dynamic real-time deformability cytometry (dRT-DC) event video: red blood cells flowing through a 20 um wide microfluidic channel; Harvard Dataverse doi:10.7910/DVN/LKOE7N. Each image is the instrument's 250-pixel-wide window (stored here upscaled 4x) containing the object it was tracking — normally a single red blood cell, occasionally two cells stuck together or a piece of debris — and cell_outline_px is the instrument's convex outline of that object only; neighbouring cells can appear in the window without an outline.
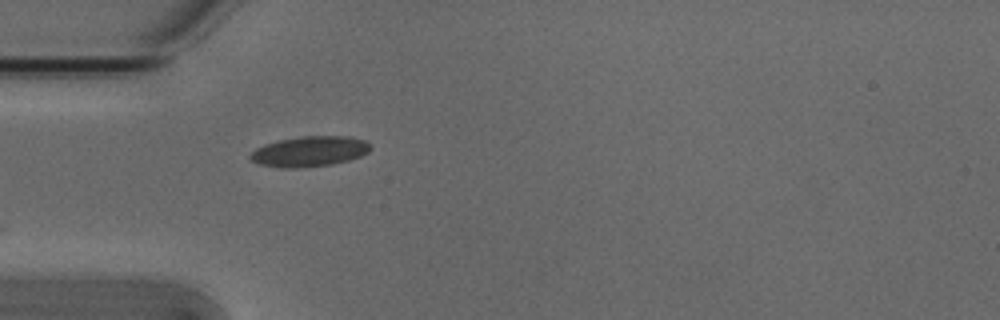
{"species": "Egyptian fruit bat (a non-hibernating species)", "species_latin": "Rousettus aegyptiacus", "temperature_condition": "cold", "stored_images_in_passage": 4, "camera_frame_rate_fps": 3000, "um_per_image_px": 0.085, "animal": {"sex": "male"}, "frame": {"image": 1, "passage_image": 1, "time_ms": 0.0, "image_size_px": [1000, 320], "cell_outline_px": [[372, 148], [368, 152], [360, 156], [348, 160], [332, 164], [296, 168], [284, 168], [260, 164], [252, 160], [248, 156], [256, 148], [264, 144], [280, 140], [300, 136], [348, 136], [364, 140]], "centroid_in_image_um": [26.31, 12.86], "position_along_channel_um": 58.7, "area_um2": 21.1}}